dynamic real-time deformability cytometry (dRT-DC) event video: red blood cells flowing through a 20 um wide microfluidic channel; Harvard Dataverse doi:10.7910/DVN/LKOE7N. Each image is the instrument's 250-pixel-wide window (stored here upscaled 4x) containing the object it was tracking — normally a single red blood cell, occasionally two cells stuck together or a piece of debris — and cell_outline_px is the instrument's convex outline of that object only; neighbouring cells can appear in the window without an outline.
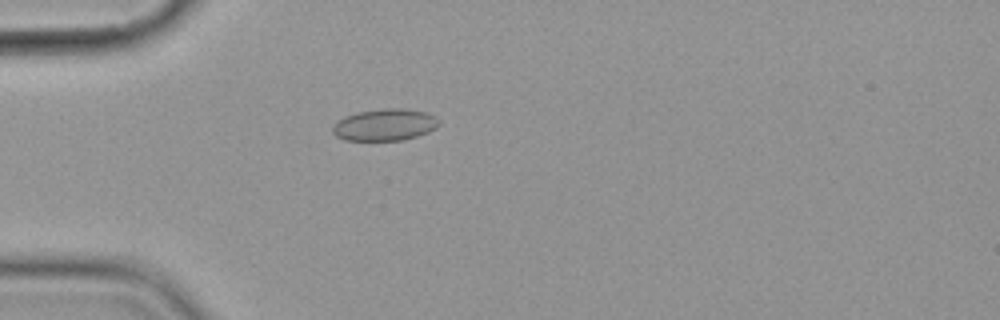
{"species": "common noctule bat (a hibernating species)", "species_latin": "Nyctalus noctula", "temperature_condition": "cold", "stored_images_in_passage": 2, "camera_frame_rate_fps": 3000, "um_per_image_px": 0.085, "animal": {"sex": "female", "body_mass_g": 19.9}, "frame": {"image": 1, "passage_image": 1, "time_ms": 0.0, "image_size_px": [1000, 320], "cell_outline_px": [[440, 124], [436, 128], [428, 132], [404, 140], [344, 140], [336, 136], [332, 132], [332, 124], [344, 116], [356, 112], [384, 108], [408, 108], [428, 112], [436, 116], [440, 120]], "centroid_in_image_um": [32.72, 10.59], "position_along_channel_um": 52.3, "area_um2": 20.11}}